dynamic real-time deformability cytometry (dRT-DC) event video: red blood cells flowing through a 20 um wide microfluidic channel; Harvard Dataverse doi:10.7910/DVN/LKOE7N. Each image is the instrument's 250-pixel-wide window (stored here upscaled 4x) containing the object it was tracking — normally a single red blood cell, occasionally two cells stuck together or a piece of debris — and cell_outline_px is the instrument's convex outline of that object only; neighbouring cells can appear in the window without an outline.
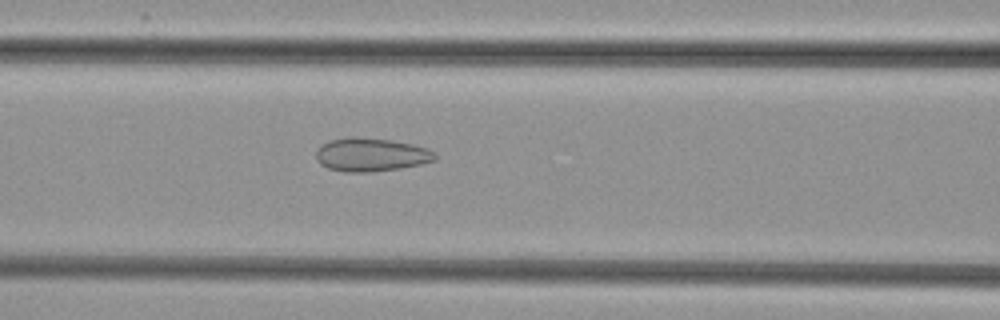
{"species": "common noctule bat (a hibernating species)", "species_latin": "Nyctalus noctula", "temperature_condition": "cold", "stored_images_in_passage": 46, "camera_frame_rate_fps": 3000, "um_per_image_px": 0.085, "animal": {"sex": "female", "body_mass_g": 29.2, "forearm_length_mm": 56.3}, "frame": {"image": 1, "passage_image": 16, "time_ms": 5.0, "image_size_px": [1000, 320], "cell_outline_px": [[436, 160], [420, 164], [400, 168], [368, 172], [344, 172], [328, 168], [320, 164], [316, 160], [316, 152], [324, 144], [332, 140], [348, 136], [356, 136], [392, 140], [412, 144], [428, 148], [436, 152]], "centroid_in_image_um": [31.56, 13.14], "position_along_channel_um": 135.0, "area_um2": 23.24}}
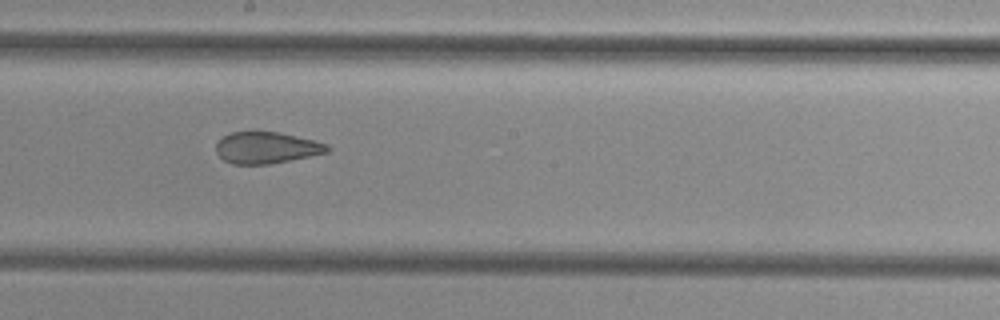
{"frame": {"image": 2, "passage_image": 23, "time_ms": 7.333, "image_size_px": [1000, 320], "cell_outline_px": [[332, 148], [328, 152], [268, 164], [232, 164], [224, 160], [216, 152], [216, 144], [224, 136], [232, 132], [256, 128], [280, 132], [328, 144]], "centroid_in_image_um": [22.62, 12.51], "position_along_channel_um": 225.6, "area_um2": 20.87}}
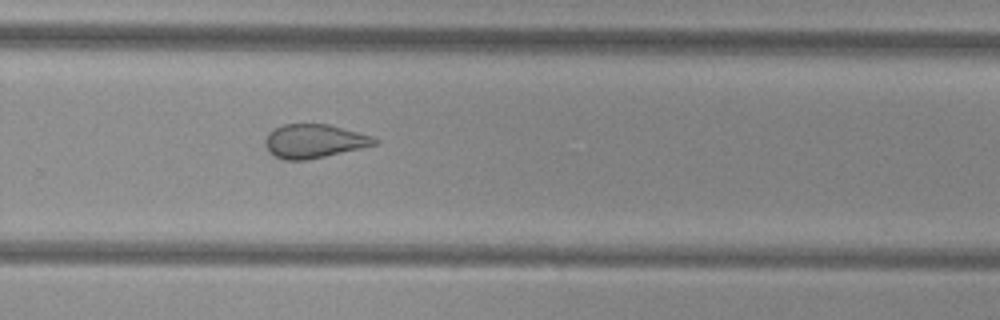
{"frame": {"image": 3, "passage_image": 29, "time_ms": 9.333, "image_size_px": [1000, 320], "cell_outline_px": [[380, 140], [376, 144], [360, 148], [324, 156], [304, 160], [284, 160], [268, 152], [264, 144], [264, 140], [268, 132], [284, 124], [328, 124], [372, 136]], "centroid_in_image_um": [26.66, 11.99], "position_along_channel_um": 303.1, "area_um2": 21.33}}